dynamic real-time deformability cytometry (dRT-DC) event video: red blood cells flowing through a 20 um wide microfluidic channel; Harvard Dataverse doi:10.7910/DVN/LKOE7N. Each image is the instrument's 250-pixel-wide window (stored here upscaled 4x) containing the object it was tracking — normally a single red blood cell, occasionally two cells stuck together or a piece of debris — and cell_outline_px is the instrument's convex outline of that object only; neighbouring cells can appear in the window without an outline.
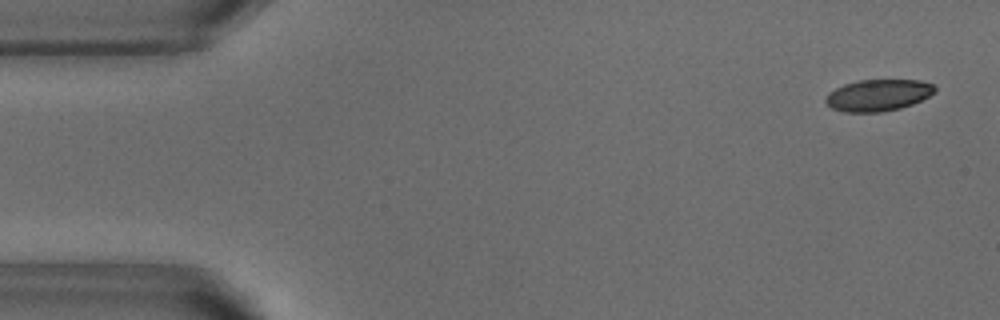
{"species": "common noctule bat (a hibernating species)", "species_latin": "Nyctalus noctula", "temperature_condition": "warm", "stored_images_in_passage": 8, "camera_frame_rate_fps": 3000, "um_per_image_px": 0.085, "animal": {"sex": "male", "body_mass_g": 18.8}, "frame": {"image": 1, "passage_image": 2, "time_ms": 0.333, "image_size_px": [1000, 320], "cell_outline_px": [[936, 92], [912, 104], [900, 108], [884, 112], [844, 112], [832, 108], [824, 100], [828, 92], [844, 84], [860, 80], [920, 80], [932, 84], [936, 88]], "centroid_in_image_um": [74.63, 8.09], "position_along_channel_um": 10.4, "area_um2": 20.11}}